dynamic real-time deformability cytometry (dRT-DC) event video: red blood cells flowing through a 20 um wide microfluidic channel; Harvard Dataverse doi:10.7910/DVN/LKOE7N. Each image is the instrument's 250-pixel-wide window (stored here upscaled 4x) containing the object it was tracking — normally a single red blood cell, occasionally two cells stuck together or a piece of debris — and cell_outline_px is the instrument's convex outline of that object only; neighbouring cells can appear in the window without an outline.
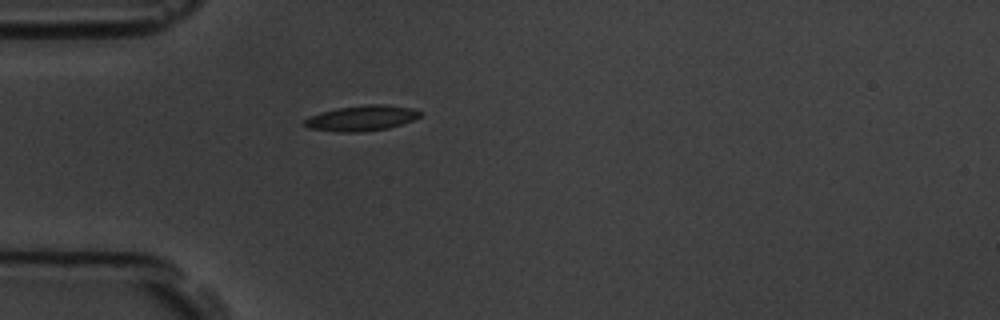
{"species": "common noctule bat (a hibernating species)", "species_latin": "Nyctalus noctula", "temperature_condition": "room temperature", "stored_images_in_passage": 1, "camera_frame_rate_fps": 3000, "um_per_image_px": 0.085, "animal": {"sex": "male", "body_mass_g": 19.5, "forearm_length_mm": 54.6}, "frame": {"image": 1, "passage_image": 1, "time_ms": 0.0, "image_size_px": [1000, 320], "cell_outline_px": [[424, 112], [420, 116], [412, 120], [388, 128], [364, 132], [336, 132], [308, 128], [304, 124], [304, 120], [308, 116], [320, 112], [336, 108], [368, 104], [384, 104], [412, 108]], "centroid_in_image_um": [30.72, 10.04], "position_along_channel_um": 54.3, "area_um2": 17.28}}